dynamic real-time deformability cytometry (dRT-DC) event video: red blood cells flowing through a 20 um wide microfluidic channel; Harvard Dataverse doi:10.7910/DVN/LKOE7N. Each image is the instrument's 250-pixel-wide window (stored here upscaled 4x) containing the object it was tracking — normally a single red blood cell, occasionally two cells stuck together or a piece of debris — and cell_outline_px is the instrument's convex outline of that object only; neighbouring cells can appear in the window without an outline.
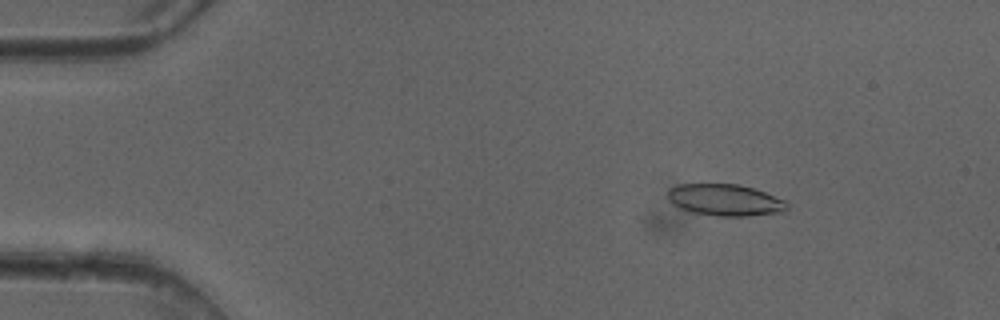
{"species": "common noctule bat (a hibernating species)", "species_latin": "Nyctalus noctula", "temperature_condition": "cold", "stored_images_in_passage": 49, "camera_frame_rate_fps": 3000, "um_per_image_px": 0.085, "animal": {"sex": "female"}, "frame": {"image": 1, "passage_image": 5, "time_ms": 1.333, "image_size_px": [1000, 320], "cell_outline_px": [[788, 208], [784, 212], [748, 216], [716, 216], [692, 212], [680, 208], [672, 204], [668, 200], [668, 188], [680, 184], [736, 184], [752, 188], [764, 192], [784, 200], [788, 204]], "centroid_in_image_um": [61.61, 17.01], "position_along_channel_um": 23.4, "area_um2": 22.02}}
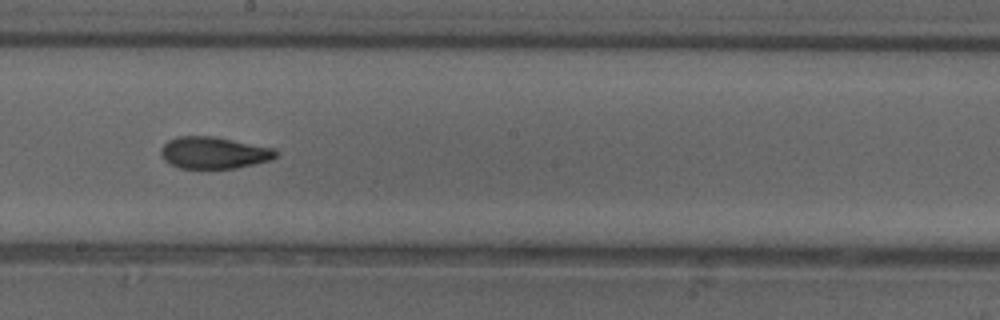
{"frame": {"image": 2, "passage_image": 26, "time_ms": 8.333, "image_size_px": [1000, 320], "cell_outline_px": [[280, 152], [272, 160], [236, 168], [180, 168], [168, 164], [164, 160], [160, 152], [160, 148], [168, 140], [176, 136], [212, 136], [276, 148]], "centroid_in_image_um": [18.18, 12.98], "position_along_channel_um": 230.0, "area_um2": 21.56}}
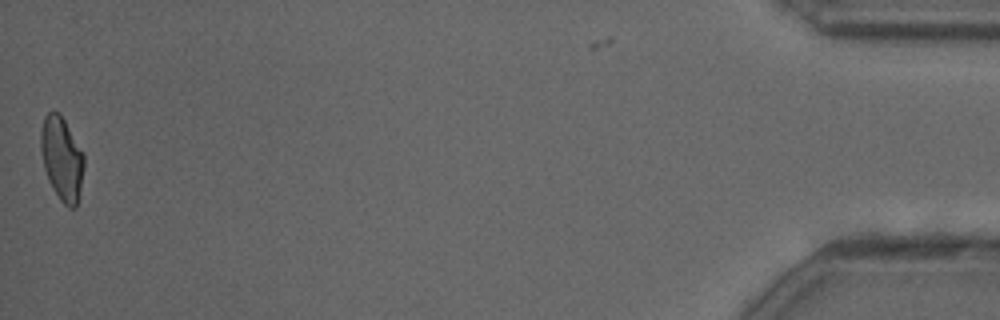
{"frame": {"image": 3, "passage_image": 48, "time_ms": 15.667, "image_size_px": [1000, 320], "cell_outline_px": [[84, 168], [80, 192], [76, 208], [68, 208], [60, 200], [52, 188], [48, 180], [44, 168], [40, 148], [40, 132], [44, 116], [48, 112], [60, 112], [84, 156]], "centroid_in_image_um": [5.24, 13.5], "position_along_channel_um": 430.0, "area_um2": 21.1}, "authors_computed_cell_mechanics": {"area_um2": 21.5016, "velocity_mm_per_s": 4.0858, "shape_relaxation_time_tau1_ms": 4.9997, "shape_relaxation_time_tau2_ms": 2.5144, "deformation_change_tau1": 0.1553, "deformation_change_tau2": 0.0794}}